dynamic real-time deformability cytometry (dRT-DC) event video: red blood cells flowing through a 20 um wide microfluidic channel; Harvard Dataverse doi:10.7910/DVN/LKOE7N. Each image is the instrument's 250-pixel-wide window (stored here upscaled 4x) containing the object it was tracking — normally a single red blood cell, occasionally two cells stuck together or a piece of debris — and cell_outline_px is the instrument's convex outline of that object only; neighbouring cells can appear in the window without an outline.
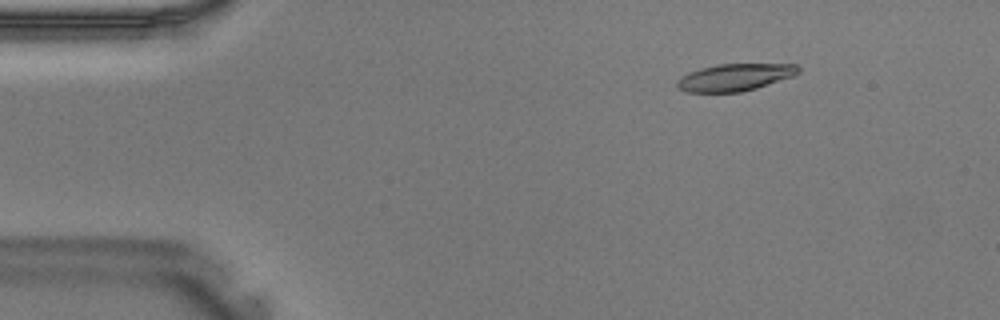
{"species": "Egyptian fruit bat (a non-hibernating species)", "species_latin": "Rousettus aegyptiacus", "temperature_condition": "warm", "stored_images_in_passage": 41, "camera_frame_rate_fps": 3000, "um_per_image_px": 0.085, "animal": {"sex": "male"}, "frame": {"image": 1, "passage_image": 6, "time_ms": 1.667, "image_size_px": [1000, 320], "cell_outline_px": [[800, 72], [792, 76], [756, 88], [740, 92], [688, 92], [680, 88], [676, 84], [676, 80], [688, 72], [700, 68], [716, 64], [796, 64], [800, 68]], "centroid_in_image_um": [62.45, 6.56], "position_along_channel_um": 22.6, "area_um2": 19.07}}
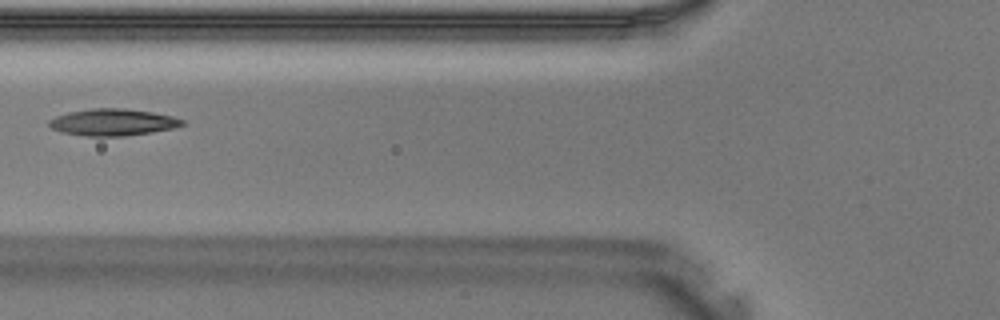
{"frame": {"image": 2, "passage_image": 16, "time_ms": 5.0, "image_size_px": [1000, 320], "cell_outline_px": [[184, 124], [172, 128], [152, 132], [124, 136], [84, 136], [60, 132], [52, 128], [48, 124], [48, 120], [56, 116], [68, 112], [92, 108], [124, 108], [152, 112], [172, 116], [184, 120]], "centroid_in_image_um": [9.55, 10.39], "position_along_channel_um": 116.2, "area_um2": 20.81}}
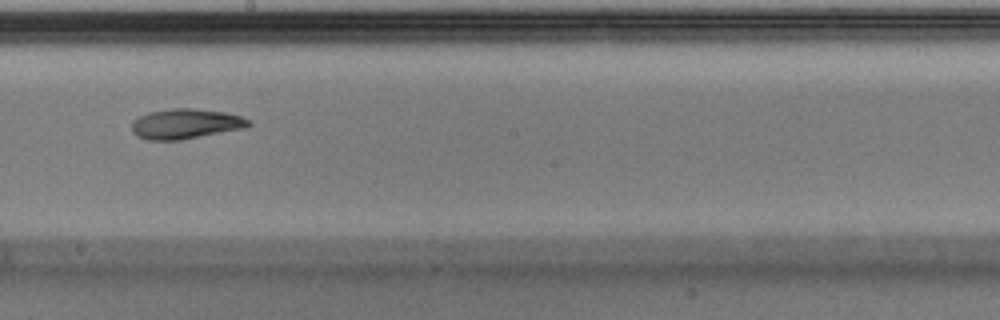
{"frame": {"image": 3, "passage_image": 23, "time_ms": 7.333, "image_size_px": [1000, 320], "cell_outline_px": [[252, 124], [244, 128], [180, 140], [148, 140], [136, 136], [132, 132], [132, 120], [148, 112], [172, 108], [192, 108], [224, 112], [240, 116], [248, 120]], "centroid_in_image_um": [15.73, 10.52], "position_along_channel_um": 232.5, "area_um2": 20.4}}